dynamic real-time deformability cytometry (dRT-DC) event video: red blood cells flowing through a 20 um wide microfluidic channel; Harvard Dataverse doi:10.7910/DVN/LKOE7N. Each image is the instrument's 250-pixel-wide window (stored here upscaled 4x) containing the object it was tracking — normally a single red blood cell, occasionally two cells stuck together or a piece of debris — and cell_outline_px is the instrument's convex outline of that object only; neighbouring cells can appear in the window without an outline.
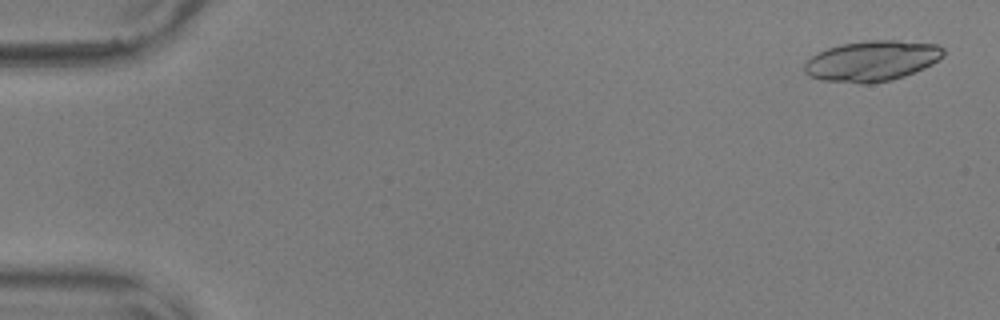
{"species": "common noctule bat (a hibernating species)", "species_latin": "Nyctalus noctula", "temperature_condition": "warm", "stored_images_in_passage": 20, "camera_frame_rate_fps": 3000, "um_per_image_px": 0.085, "animal": {"sex": "male", "body_mass_g": 17.9, "forearm_length_mm": 54.2}, "frame": {"image": 1, "passage_image": 2, "time_ms": 0.333, "image_size_px": [1000, 320], "cell_outline_px": [[944, 56], [932, 64], [924, 68], [904, 76], [892, 80], [872, 84], [856, 84], [820, 80], [808, 76], [804, 72], [804, 64], [812, 56], [828, 48], [844, 44], [868, 40], [896, 40], [936, 44], [944, 48]], "centroid_in_image_um": [74.11, 5.2], "position_along_channel_um": 10.9, "area_um2": 33.0}}